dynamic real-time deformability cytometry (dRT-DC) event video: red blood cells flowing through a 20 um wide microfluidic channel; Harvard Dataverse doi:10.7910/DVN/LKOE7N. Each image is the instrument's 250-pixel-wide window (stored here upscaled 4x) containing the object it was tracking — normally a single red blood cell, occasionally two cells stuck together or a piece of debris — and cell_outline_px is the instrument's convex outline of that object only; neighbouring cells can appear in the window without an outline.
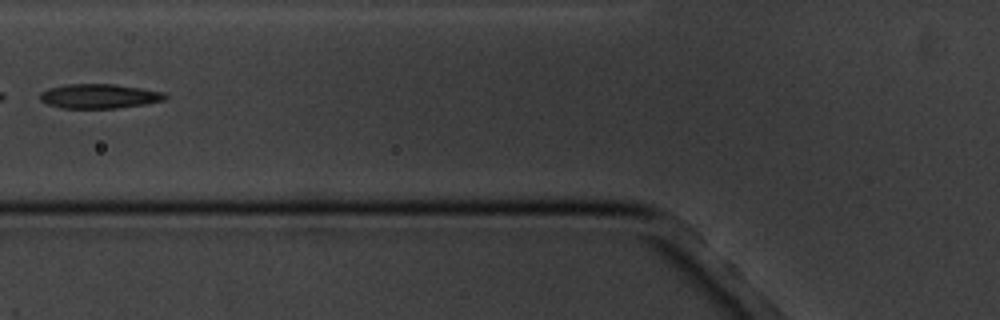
{"species": "common noctule bat (a hibernating species)", "species_latin": "Nyctalus noctula", "temperature_condition": "cold", "stored_images_in_passage": 5, "camera_frame_rate_fps": 3000, "um_per_image_px": 0.085, "animal": {"sex": "male", "body_mass_g": 20.1, "forearm_length_mm": 53.5}, "frame": {"image": 1, "passage_image": 5, "time_ms": 4.667, "image_size_px": [1000, 320], "cell_outline_px": [[168, 96], [164, 100], [144, 104], [120, 108], [60, 108], [48, 104], [40, 100], [40, 92], [48, 88], [68, 84], [116, 84], [164, 92]], "centroid_in_image_um": [8.43, 8.17], "position_along_channel_um": 117.4, "area_um2": 17.86}}